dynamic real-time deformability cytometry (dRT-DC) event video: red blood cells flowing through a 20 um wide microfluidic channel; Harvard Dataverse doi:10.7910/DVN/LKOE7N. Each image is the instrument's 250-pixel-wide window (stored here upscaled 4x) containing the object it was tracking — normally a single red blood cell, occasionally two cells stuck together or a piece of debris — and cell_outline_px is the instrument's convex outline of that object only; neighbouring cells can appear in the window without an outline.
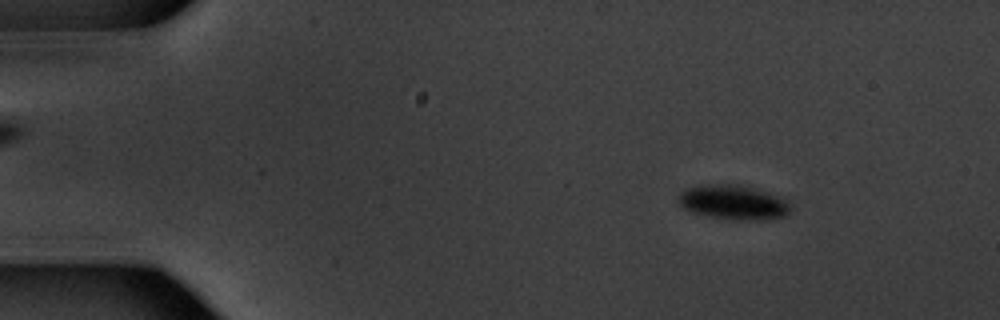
{"species": "common noctule bat (a hibernating species)", "species_latin": "Nyctalus noctula", "temperature_condition": "warm", "stored_images_in_passage": 54, "camera_frame_rate_fps": 3000, "um_per_image_px": 0.085, "animal": {"sex": "male", "body_mass_g": 20.1, "forearm_length_mm": 53.5}, "frame": {"image": 1, "passage_image": 7, "time_ms": 2.0, "image_size_px": [1000, 320], "cell_outline_px": [[792, 208], [784, 216], [760, 220], [728, 220], [708, 216], [692, 212], [684, 208], [680, 204], [676, 196], [680, 192], [688, 188], [720, 184], [740, 184], [768, 192], [780, 196], [792, 204]], "centroid_in_image_um": [62.36, 17.21], "position_along_channel_um": 22.6, "area_um2": 22.66}}
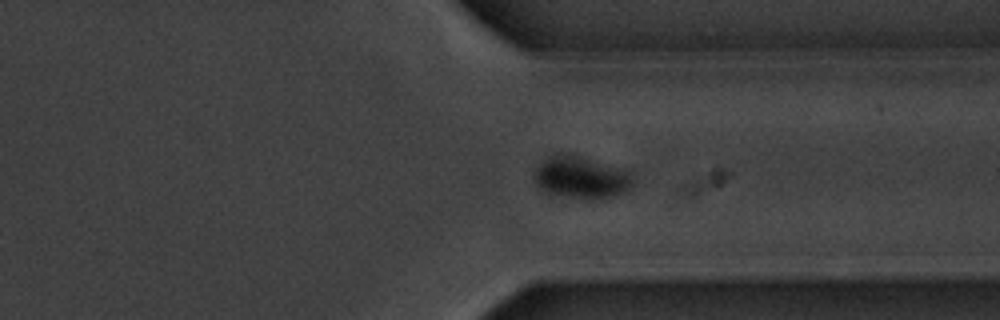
{"frame": {"image": 2, "passage_image": 41, "time_ms": 13.333, "image_size_px": [1000, 320], "cell_outline_px": [[632, 184], [624, 192], [616, 196], [604, 200], [584, 200], [544, 192], [536, 184], [532, 176], [536, 168], [548, 156], [556, 152], [568, 152], [632, 172]], "centroid_in_image_um": [49.37, 15.09], "position_along_channel_um": 362.0, "area_um2": 24.85}}
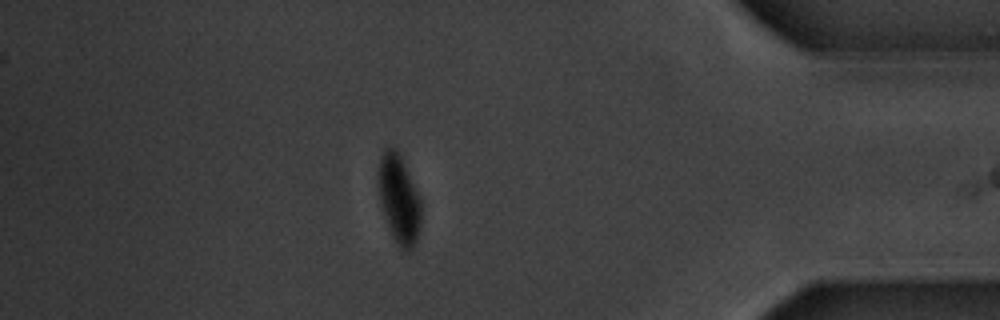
{"frame": {"image": 3, "passage_image": 47, "time_ms": 15.333, "image_size_px": [1000, 320], "cell_outline_px": [[420, 228], [416, 244], [408, 252], [404, 252], [396, 244], [392, 236], [384, 216], [380, 204], [380, 156], [384, 148], [388, 144], [396, 148], [404, 164], [420, 200]], "centroid_in_image_um": [33.92, 16.98], "position_along_channel_um": 401.3, "area_um2": 21.73}, "authors_computed_cell_mechanics": {"area_um2": 23.698, "velocity_mm_per_s": 3.7496, "shape_relaxation_time_tau1_ms": 2.5438, "shape_relaxation_time_tau2_ms": 3.3703, "deformation_change_tau1": 0.1297, "deformation_change_tau2": 0.0196}}